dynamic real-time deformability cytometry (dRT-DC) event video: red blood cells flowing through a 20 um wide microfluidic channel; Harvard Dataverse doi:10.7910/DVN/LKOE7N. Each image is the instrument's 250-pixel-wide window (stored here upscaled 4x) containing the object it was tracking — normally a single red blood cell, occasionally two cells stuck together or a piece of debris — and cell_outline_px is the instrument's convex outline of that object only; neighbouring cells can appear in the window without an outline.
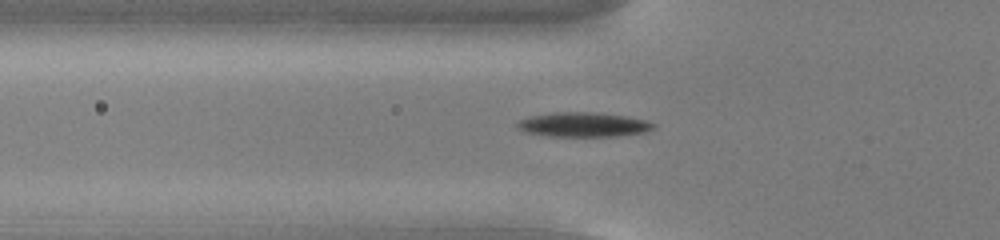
{"species": "common noctule bat (a hibernating species)", "species_latin": "Nyctalus noctula", "temperature_condition": "cold", "stored_images_in_passage": 37, "camera_frame_rate_fps": 3000, "um_per_image_px": 0.085, "animal": {"sex": "male", "body_mass_g": 13.0, "forearm_length_mm": 53.1}, "frame": {"image": 1, "passage_image": 2, "time_ms": 0.333, "image_size_px": [1000, 240], "cell_outline_px": [[656, 128], [644, 132], [616, 136], [548, 136], [528, 132], [516, 128], [516, 124], [520, 120], [528, 116], [552, 112], [596, 112], [628, 116], [648, 120], [656, 124]], "centroid_in_image_um": [49.62, 10.58], "position_along_channel_um": 76.2, "area_um2": 19.65}}
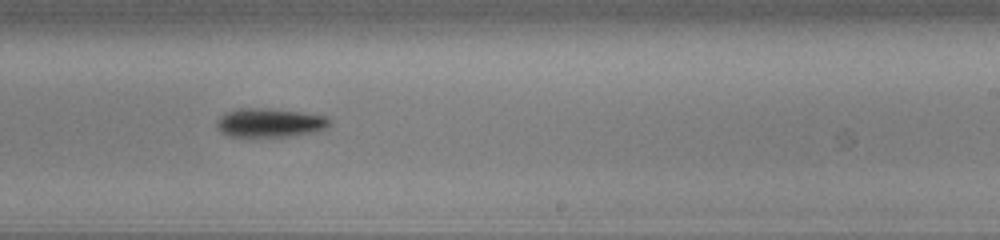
{"frame": {"image": 2, "passage_image": 17, "time_ms": 5.333, "image_size_px": [1000, 240], "cell_outline_px": [[332, 120], [324, 128], [312, 132], [292, 136], [228, 136], [220, 132], [216, 128], [216, 120], [224, 112], [236, 108], [264, 108], [300, 112], [328, 116]], "centroid_in_image_um": [22.87, 10.42], "position_along_channel_um": 266.1, "area_um2": 19.02}}
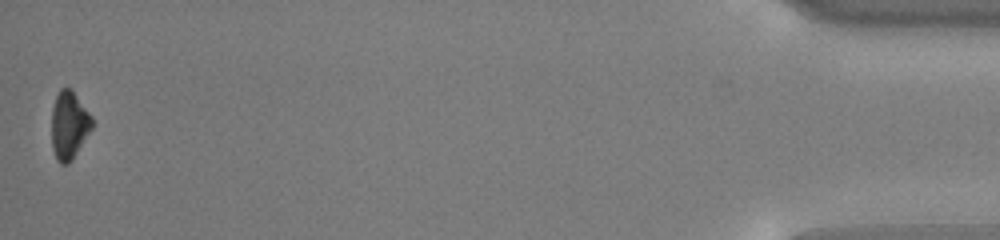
{"frame": {"image": 3, "passage_image": 37, "time_ms": 12.0, "image_size_px": [1000, 240], "cell_outline_px": [[92, 128], [72, 160], [68, 164], [60, 164], [56, 160], [52, 148], [52, 108], [56, 96], [60, 88], [72, 88], [92, 116]], "centroid_in_image_um": [5.87, 10.64], "position_along_channel_um": 429.3, "area_um2": 16.13}, "authors_computed_cell_mechanics": {"area_um2": 18.4382, "velocity_mm_per_s": 3.7951, "shape_relaxation_time_tau1_ms": 1.9052, "shape_relaxation_time_tau2_ms": null, "deformation_change_tau1": 0.0973, "deformation_change_tau2": null}}